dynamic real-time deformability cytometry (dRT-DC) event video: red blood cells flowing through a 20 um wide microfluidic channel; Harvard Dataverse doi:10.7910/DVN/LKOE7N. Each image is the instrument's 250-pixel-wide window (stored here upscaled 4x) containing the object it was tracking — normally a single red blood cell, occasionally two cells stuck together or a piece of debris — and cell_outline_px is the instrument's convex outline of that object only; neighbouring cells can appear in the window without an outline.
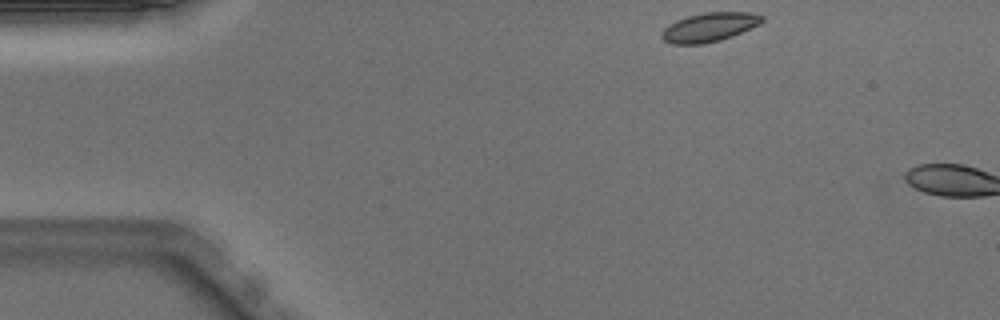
{"species": "Egyptian fruit bat (a non-hibernating species)", "species_latin": "Rousettus aegyptiacus", "temperature_condition": "warm", "stored_images_in_passage": 3, "camera_frame_rate_fps": 3000, "um_per_image_px": 0.085, "animal": {"sex": "male"}, "frame": {"image": 1, "passage_image": 1, "time_ms": 0.0, "image_size_px": [1000, 320], "cell_outline_px": [[764, 20], [760, 24], [732, 36], [720, 40], [704, 44], [672, 44], [664, 40], [660, 36], [660, 32], [664, 28], [676, 20], [688, 16], [704, 12], [748, 12], [764, 16]], "centroid_in_image_um": [60.28, 2.31], "position_along_channel_um": 24.7, "area_um2": 16.99}}